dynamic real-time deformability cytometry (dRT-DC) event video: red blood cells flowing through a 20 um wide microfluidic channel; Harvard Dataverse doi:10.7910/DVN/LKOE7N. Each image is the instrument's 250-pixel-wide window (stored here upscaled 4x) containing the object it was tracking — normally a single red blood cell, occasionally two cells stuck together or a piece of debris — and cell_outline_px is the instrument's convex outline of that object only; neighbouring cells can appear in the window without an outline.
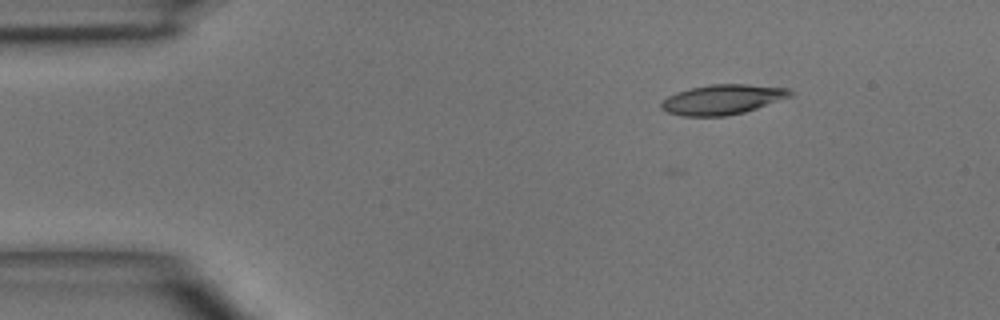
{"species": "common noctule bat (a hibernating species)", "species_latin": "Nyctalus noctula", "temperature_condition": "room temperature", "stored_images_in_passage": 4, "camera_frame_rate_fps": 3000, "um_per_image_px": 0.085, "animal": {"sex": "male", "body_mass_g": 15.6}, "frame": {"image": 1, "passage_image": 2, "time_ms": 1.0, "image_size_px": [1000, 320], "cell_outline_px": [[796, 92], [792, 96], [744, 112], [724, 116], [680, 116], [668, 112], [660, 108], [660, 104], [668, 96], [676, 92], [692, 88], [712, 84], [748, 84], [792, 88]], "centroid_in_image_um": [61.46, 8.45], "position_along_channel_um": 23.5, "area_um2": 22.54}}
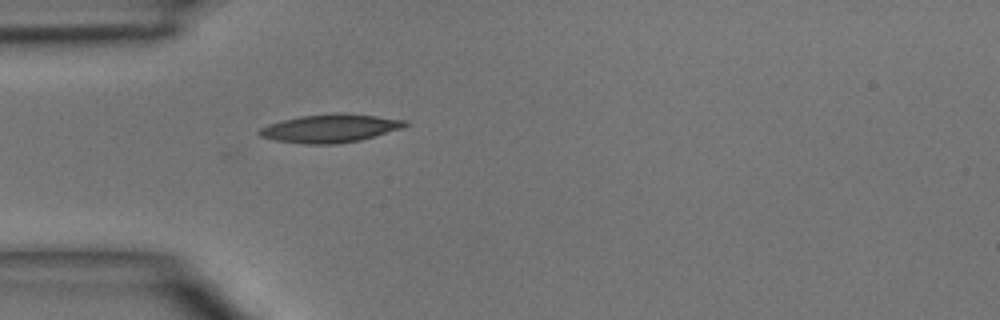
{"frame": {"image": 2, "passage_image": 4, "time_ms": 3.333, "image_size_px": [1000, 320], "cell_outline_px": [[412, 124], [404, 128], [360, 140], [336, 144], [304, 144], [276, 140], [260, 136], [256, 132], [260, 128], [268, 124], [300, 116], [344, 112], [408, 120]], "centroid_in_image_um": [28.13, 10.9], "position_along_channel_um": 56.9, "area_um2": 24.16}}